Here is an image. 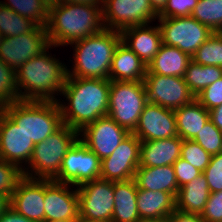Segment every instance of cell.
Masks as SVG:
<instances>
[{"label": "cell", "instance_id": "6da1fadb", "mask_svg": "<svg viewBox=\"0 0 222 222\" xmlns=\"http://www.w3.org/2000/svg\"><path fill=\"white\" fill-rule=\"evenodd\" d=\"M110 82L109 78L92 79L67 76L60 95L64 98L57 101L63 124L80 132L98 118L107 116Z\"/></svg>", "mask_w": 222, "mask_h": 222}, {"label": "cell", "instance_id": "7a4b0ae2", "mask_svg": "<svg viewBox=\"0 0 222 222\" xmlns=\"http://www.w3.org/2000/svg\"><path fill=\"white\" fill-rule=\"evenodd\" d=\"M46 29L50 45L60 48L102 32V4L60 2L50 6Z\"/></svg>", "mask_w": 222, "mask_h": 222}, {"label": "cell", "instance_id": "3957f363", "mask_svg": "<svg viewBox=\"0 0 222 222\" xmlns=\"http://www.w3.org/2000/svg\"><path fill=\"white\" fill-rule=\"evenodd\" d=\"M50 45L16 70L20 100L59 101L67 78V65L52 55ZM57 96V97H56Z\"/></svg>", "mask_w": 222, "mask_h": 222}, {"label": "cell", "instance_id": "277c9868", "mask_svg": "<svg viewBox=\"0 0 222 222\" xmlns=\"http://www.w3.org/2000/svg\"><path fill=\"white\" fill-rule=\"evenodd\" d=\"M121 42L119 31L104 29L95 35L73 42V58L69 57L67 76L107 79L116 47Z\"/></svg>", "mask_w": 222, "mask_h": 222}, {"label": "cell", "instance_id": "5b68a950", "mask_svg": "<svg viewBox=\"0 0 222 222\" xmlns=\"http://www.w3.org/2000/svg\"><path fill=\"white\" fill-rule=\"evenodd\" d=\"M1 109L35 145L63 125L61 110L56 101L18 100Z\"/></svg>", "mask_w": 222, "mask_h": 222}, {"label": "cell", "instance_id": "8992f818", "mask_svg": "<svg viewBox=\"0 0 222 222\" xmlns=\"http://www.w3.org/2000/svg\"><path fill=\"white\" fill-rule=\"evenodd\" d=\"M78 139L79 132L63 124L44 141L34 146L31 159L22 170L23 176L54 180L60 172L63 158Z\"/></svg>", "mask_w": 222, "mask_h": 222}, {"label": "cell", "instance_id": "52a82bcc", "mask_svg": "<svg viewBox=\"0 0 222 222\" xmlns=\"http://www.w3.org/2000/svg\"><path fill=\"white\" fill-rule=\"evenodd\" d=\"M147 103L144 81H111L108 114L129 133L136 129L140 115Z\"/></svg>", "mask_w": 222, "mask_h": 222}, {"label": "cell", "instance_id": "ba28073f", "mask_svg": "<svg viewBox=\"0 0 222 222\" xmlns=\"http://www.w3.org/2000/svg\"><path fill=\"white\" fill-rule=\"evenodd\" d=\"M80 222H112L113 182L98 178L77 186Z\"/></svg>", "mask_w": 222, "mask_h": 222}, {"label": "cell", "instance_id": "9c48e42d", "mask_svg": "<svg viewBox=\"0 0 222 222\" xmlns=\"http://www.w3.org/2000/svg\"><path fill=\"white\" fill-rule=\"evenodd\" d=\"M163 44L177 47L192 57L214 33L192 16L158 18Z\"/></svg>", "mask_w": 222, "mask_h": 222}, {"label": "cell", "instance_id": "30bf717a", "mask_svg": "<svg viewBox=\"0 0 222 222\" xmlns=\"http://www.w3.org/2000/svg\"><path fill=\"white\" fill-rule=\"evenodd\" d=\"M102 12L105 29L119 32L159 18L149 0H103Z\"/></svg>", "mask_w": 222, "mask_h": 222}, {"label": "cell", "instance_id": "8fae6325", "mask_svg": "<svg viewBox=\"0 0 222 222\" xmlns=\"http://www.w3.org/2000/svg\"><path fill=\"white\" fill-rule=\"evenodd\" d=\"M100 158L78 139L63 158L60 172L54 181L79 186L100 178Z\"/></svg>", "mask_w": 222, "mask_h": 222}, {"label": "cell", "instance_id": "7c38bea8", "mask_svg": "<svg viewBox=\"0 0 222 222\" xmlns=\"http://www.w3.org/2000/svg\"><path fill=\"white\" fill-rule=\"evenodd\" d=\"M49 46L46 27L38 26L33 32L3 37L0 43V59L16 71L25 62L40 55Z\"/></svg>", "mask_w": 222, "mask_h": 222}, {"label": "cell", "instance_id": "4fadbf2b", "mask_svg": "<svg viewBox=\"0 0 222 222\" xmlns=\"http://www.w3.org/2000/svg\"><path fill=\"white\" fill-rule=\"evenodd\" d=\"M147 102L176 110L195 99L184 77L162 76L148 70L144 78Z\"/></svg>", "mask_w": 222, "mask_h": 222}, {"label": "cell", "instance_id": "5bb4252c", "mask_svg": "<svg viewBox=\"0 0 222 222\" xmlns=\"http://www.w3.org/2000/svg\"><path fill=\"white\" fill-rule=\"evenodd\" d=\"M141 141L130 133L113 151L101 160L100 178L112 182L133 179L140 163Z\"/></svg>", "mask_w": 222, "mask_h": 222}, {"label": "cell", "instance_id": "9a60e30c", "mask_svg": "<svg viewBox=\"0 0 222 222\" xmlns=\"http://www.w3.org/2000/svg\"><path fill=\"white\" fill-rule=\"evenodd\" d=\"M130 133L109 116L98 118L79 132V139L100 160L109 157Z\"/></svg>", "mask_w": 222, "mask_h": 222}, {"label": "cell", "instance_id": "2e32d148", "mask_svg": "<svg viewBox=\"0 0 222 222\" xmlns=\"http://www.w3.org/2000/svg\"><path fill=\"white\" fill-rule=\"evenodd\" d=\"M34 146L26 133L0 109V159L23 170L31 159Z\"/></svg>", "mask_w": 222, "mask_h": 222}, {"label": "cell", "instance_id": "e0dca14e", "mask_svg": "<svg viewBox=\"0 0 222 222\" xmlns=\"http://www.w3.org/2000/svg\"><path fill=\"white\" fill-rule=\"evenodd\" d=\"M133 134L140 141H154L178 136L174 110L147 102Z\"/></svg>", "mask_w": 222, "mask_h": 222}, {"label": "cell", "instance_id": "ac0fdd59", "mask_svg": "<svg viewBox=\"0 0 222 222\" xmlns=\"http://www.w3.org/2000/svg\"><path fill=\"white\" fill-rule=\"evenodd\" d=\"M45 221L79 220L77 187L45 179Z\"/></svg>", "mask_w": 222, "mask_h": 222}, {"label": "cell", "instance_id": "d6986e66", "mask_svg": "<svg viewBox=\"0 0 222 222\" xmlns=\"http://www.w3.org/2000/svg\"><path fill=\"white\" fill-rule=\"evenodd\" d=\"M44 197L45 179L23 176L9 199V206L29 220L44 222Z\"/></svg>", "mask_w": 222, "mask_h": 222}, {"label": "cell", "instance_id": "ffe728a7", "mask_svg": "<svg viewBox=\"0 0 222 222\" xmlns=\"http://www.w3.org/2000/svg\"><path fill=\"white\" fill-rule=\"evenodd\" d=\"M138 25L122 30L121 42L132 50L147 66L158 53L162 41V33L158 22Z\"/></svg>", "mask_w": 222, "mask_h": 222}, {"label": "cell", "instance_id": "44dd1931", "mask_svg": "<svg viewBox=\"0 0 222 222\" xmlns=\"http://www.w3.org/2000/svg\"><path fill=\"white\" fill-rule=\"evenodd\" d=\"M183 140L179 136L154 141H141V167L173 165L181 157Z\"/></svg>", "mask_w": 222, "mask_h": 222}, {"label": "cell", "instance_id": "7402d4cb", "mask_svg": "<svg viewBox=\"0 0 222 222\" xmlns=\"http://www.w3.org/2000/svg\"><path fill=\"white\" fill-rule=\"evenodd\" d=\"M147 65L122 42L116 47L109 72L111 81H144Z\"/></svg>", "mask_w": 222, "mask_h": 222}, {"label": "cell", "instance_id": "603a6c76", "mask_svg": "<svg viewBox=\"0 0 222 222\" xmlns=\"http://www.w3.org/2000/svg\"><path fill=\"white\" fill-rule=\"evenodd\" d=\"M134 179L138 189L168 192L175 198L179 191L173 165L158 167L139 166Z\"/></svg>", "mask_w": 222, "mask_h": 222}, {"label": "cell", "instance_id": "cb8c5ba5", "mask_svg": "<svg viewBox=\"0 0 222 222\" xmlns=\"http://www.w3.org/2000/svg\"><path fill=\"white\" fill-rule=\"evenodd\" d=\"M137 210L140 219L170 217L176 210V198L168 192L138 189Z\"/></svg>", "mask_w": 222, "mask_h": 222}, {"label": "cell", "instance_id": "d4e9b609", "mask_svg": "<svg viewBox=\"0 0 222 222\" xmlns=\"http://www.w3.org/2000/svg\"><path fill=\"white\" fill-rule=\"evenodd\" d=\"M114 210L112 222H138L140 216L137 210L138 187L135 179L113 182Z\"/></svg>", "mask_w": 222, "mask_h": 222}, {"label": "cell", "instance_id": "484cf974", "mask_svg": "<svg viewBox=\"0 0 222 222\" xmlns=\"http://www.w3.org/2000/svg\"><path fill=\"white\" fill-rule=\"evenodd\" d=\"M209 195L210 189L207 179L202 173L191 182L179 188L176 196V210L201 215L209 199Z\"/></svg>", "mask_w": 222, "mask_h": 222}, {"label": "cell", "instance_id": "4316f807", "mask_svg": "<svg viewBox=\"0 0 222 222\" xmlns=\"http://www.w3.org/2000/svg\"><path fill=\"white\" fill-rule=\"evenodd\" d=\"M192 58L177 47L162 44L154 59L147 66L152 74L184 77L188 63Z\"/></svg>", "mask_w": 222, "mask_h": 222}, {"label": "cell", "instance_id": "83f0119b", "mask_svg": "<svg viewBox=\"0 0 222 222\" xmlns=\"http://www.w3.org/2000/svg\"><path fill=\"white\" fill-rule=\"evenodd\" d=\"M178 136L182 140H192L209 121V111L196 99L174 110Z\"/></svg>", "mask_w": 222, "mask_h": 222}, {"label": "cell", "instance_id": "f1b7e54d", "mask_svg": "<svg viewBox=\"0 0 222 222\" xmlns=\"http://www.w3.org/2000/svg\"><path fill=\"white\" fill-rule=\"evenodd\" d=\"M220 78H222V67L200 65L193 60L188 63L184 75L185 83L195 97Z\"/></svg>", "mask_w": 222, "mask_h": 222}, {"label": "cell", "instance_id": "f546056e", "mask_svg": "<svg viewBox=\"0 0 222 222\" xmlns=\"http://www.w3.org/2000/svg\"><path fill=\"white\" fill-rule=\"evenodd\" d=\"M0 3L34 21L40 27L47 26L49 6L43 0H0Z\"/></svg>", "mask_w": 222, "mask_h": 222}, {"label": "cell", "instance_id": "4dcf8cb0", "mask_svg": "<svg viewBox=\"0 0 222 222\" xmlns=\"http://www.w3.org/2000/svg\"><path fill=\"white\" fill-rule=\"evenodd\" d=\"M38 25L0 3V32L3 37H13L33 32Z\"/></svg>", "mask_w": 222, "mask_h": 222}, {"label": "cell", "instance_id": "1f68e13d", "mask_svg": "<svg viewBox=\"0 0 222 222\" xmlns=\"http://www.w3.org/2000/svg\"><path fill=\"white\" fill-rule=\"evenodd\" d=\"M191 16L213 32H221L222 0H198Z\"/></svg>", "mask_w": 222, "mask_h": 222}, {"label": "cell", "instance_id": "d6a6232c", "mask_svg": "<svg viewBox=\"0 0 222 222\" xmlns=\"http://www.w3.org/2000/svg\"><path fill=\"white\" fill-rule=\"evenodd\" d=\"M191 58L200 65L222 67V32H214Z\"/></svg>", "mask_w": 222, "mask_h": 222}, {"label": "cell", "instance_id": "836d02e7", "mask_svg": "<svg viewBox=\"0 0 222 222\" xmlns=\"http://www.w3.org/2000/svg\"><path fill=\"white\" fill-rule=\"evenodd\" d=\"M20 100L16 84V71L0 59V109Z\"/></svg>", "mask_w": 222, "mask_h": 222}, {"label": "cell", "instance_id": "e575fe53", "mask_svg": "<svg viewBox=\"0 0 222 222\" xmlns=\"http://www.w3.org/2000/svg\"><path fill=\"white\" fill-rule=\"evenodd\" d=\"M211 155L206 152L196 141L183 140L181 145V158L202 173L209 165Z\"/></svg>", "mask_w": 222, "mask_h": 222}, {"label": "cell", "instance_id": "d590c367", "mask_svg": "<svg viewBox=\"0 0 222 222\" xmlns=\"http://www.w3.org/2000/svg\"><path fill=\"white\" fill-rule=\"evenodd\" d=\"M192 140L196 141L206 152L213 156L220 153L222 131L209 120Z\"/></svg>", "mask_w": 222, "mask_h": 222}, {"label": "cell", "instance_id": "8d00e7d4", "mask_svg": "<svg viewBox=\"0 0 222 222\" xmlns=\"http://www.w3.org/2000/svg\"><path fill=\"white\" fill-rule=\"evenodd\" d=\"M22 177L23 172L17 165L0 159V195L10 199Z\"/></svg>", "mask_w": 222, "mask_h": 222}, {"label": "cell", "instance_id": "74e56055", "mask_svg": "<svg viewBox=\"0 0 222 222\" xmlns=\"http://www.w3.org/2000/svg\"><path fill=\"white\" fill-rule=\"evenodd\" d=\"M203 174L206 176L210 193L222 191V153L211 157Z\"/></svg>", "mask_w": 222, "mask_h": 222}, {"label": "cell", "instance_id": "f35d334b", "mask_svg": "<svg viewBox=\"0 0 222 222\" xmlns=\"http://www.w3.org/2000/svg\"><path fill=\"white\" fill-rule=\"evenodd\" d=\"M195 99L208 111L222 105V78L206 87Z\"/></svg>", "mask_w": 222, "mask_h": 222}, {"label": "cell", "instance_id": "ab89813d", "mask_svg": "<svg viewBox=\"0 0 222 222\" xmlns=\"http://www.w3.org/2000/svg\"><path fill=\"white\" fill-rule=\"evenodd\" d=\"M198 0H168L159 18H174L191 16Z\"/></svg>", "mask_w": 222, "mask_h": 222}, {"label": "cell", "instance_id": "60d3db41", "mask_svg": "<svg viewBox=\"0 0 222 222\" xmlns=\"http://www.w3.org/2000/svg\"><path fill=\"white\" fill-rule=\"evenodd\" d=\"M200 216L204 222H222V191L210 193Z\"/></svg>", "mask_w": 222, "mask_h": 222}, {"label": "cell", "instance_id": "b9f144b4", "mask_svg": "<svg viewBox=\"0 0 222 222\" xmlns=\"http://www.w3.org/2000/svg\"><path fill=\"white\" fill-rule=\"evenodd\" d=\"M174 172L178 187L184 186L186 183L191 182L202 174L201 171L193 167L186 160L181 157L173 163Z\"/></svg>", "mask_w": 222, "mask_h": 222}, {"label": "cell", "instance_id": "7bdbcfd3", "mask_svg": "<svg viewBox=\"0 0 222 222\" xmlns=\"http://www.w3.org/2000/svg\"><path fill=\"white\" fill-rule=\"evenodd\" d=\"M169 222H204L199 214L184 213L175 210L169 217Z\"/></svg>", "mask_w": 222, "mask_h": 222}, {"label": "cell", "instance_id": "ee69618b", "mask_svg": "<svg viewBox=\"0 0 222 222\" xmlns=\"http://www.w3.org/2000/svg\"><path fill=\"white\" fill-rule=\"evenodd\" d=\"M0 222H35L27 219L8 206L0 216Z\"/></svg>", "mask_w": 222, "mask_h": 222}, {"label": "cell", "instance_id": "f6af8a7d", "mask_svg": "<svg viewBox=\"0 0 222 222\" xmlns=\"http://www.w3.org/2000/svg\"><path fill=\"white\" fill-rule=\"evenodd\" d=\"M209 120L222 131V105L209 110Z\"/></svg>", "mask_w": 222, "mask_h": 222}, {"label": "cell", "instance_id": "bcb514c9", "mask_svg": "<svg viewBox=\"0 0 222 222\" xmlns=\"http://www.w3.org/2000/svg\"><path fill=\"white\" fill-rule=\"evenodd\" d=\"M153 10L159 15L165 8L168 0H149Z\"/></svg>", "mask_w": 222, "mask_h": 222}, {"label": "cell", "instance_id": "7dc6e473", "mask_svg": "<svg viewBox=\"0 0 222 222\" xmlns=\"http://www.w3.org/2000/svg\"><path fill=\"white\" fill-rule=\"evenodd\" d=\"M8 206H9V199L4 195H0V216Z\"/></svg>", "mask_w": 222, "mask_h": 222}, {"label": "cell", "instance_id": "c3c4849f", "mask_svg": "<svg viewBox=\"0 0 222 222\" xmlns=\"http://www.w3.org/2000/svg\"><path fill=\"white\" fill-rule=\"evenodd\" d=\"M61 2H68V3H97L102 4L103 0H61Z\"/></svg>", "mask_w": 222, "mask_h": 222}, {"label": "cell", "instance_id": "681fc988", "mask_svg": "<svg viewBox=\"0 0 222 222\" xmlns=\"http://www.w3.org/2000/svg\"><path fill=\"white\" fill-rule=\"evenodd\" d=\"M138 222H169V217L158 219H140Z\"/></svg>", "mask_w": 222, "mask_h": 222}, {"label": "cell", "instance_id": "f907efd6", "mask_svg": "<svg viewBox=\"0 0 222 222\" xmlns=\"http://www.w3.org/2000/svg\"><path fill=\"white\" fill-rule=\"evenodd\" d=\"M49 7L56 5L61 2V0H43Z\"/></svg>", "mask_w": 222, "mask_h": 222}, {"label": "cell", "instance_id": "816d5d0a", "mask_svg": "<svg viewBox=\"0 0 222 222\" xmlns=\"http://www.w3.org/2000/svg\"><path fill=\"white\" fill-rule=\"evenodd\" d=\"M44 222H80V220H48Z\"/></svg>", "mask_w": 222, "mask_h": 222}, {"label": "cell", "instance_id": "f5cc1de1", "mask_svg": "<svg viewBox=\"0 0 222 222\" xmlns=\"http://www.w3.org/2000/svg\"><path fill=\"white\" fill-rule=\"evenodd\" d=\"M2 39H3V35L0 32V43L2 42Z\"/></svg>", "mask_w": 222, "mask_h": 222}]
</instances>
